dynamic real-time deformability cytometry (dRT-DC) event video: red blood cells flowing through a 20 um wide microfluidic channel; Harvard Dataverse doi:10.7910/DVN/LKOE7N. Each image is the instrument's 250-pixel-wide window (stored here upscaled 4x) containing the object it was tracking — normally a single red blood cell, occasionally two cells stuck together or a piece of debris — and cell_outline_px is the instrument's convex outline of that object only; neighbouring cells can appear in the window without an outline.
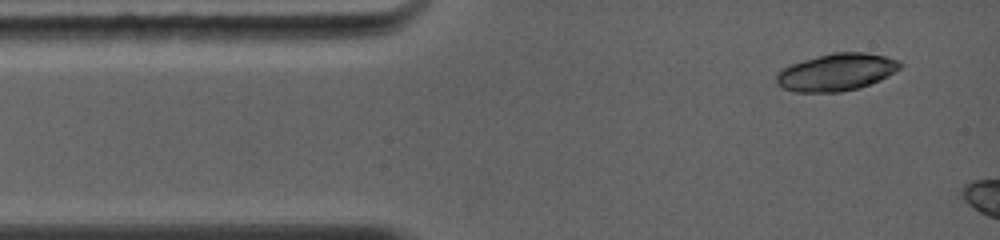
{"species": "common noctule bat (a hibernating species)", "species_latin": "Nyctalus noctula", "temperature_condition": "warm", "stored_images_in_passage": 5, "camera_frame_rate_fps": 5000, "um_per_image_px": 0.085, "animal": {"sex": "female", "body_mass_g": 19.0, "forearm_length_mm": 56.7}, "frame": {"image": 1, "passage_image": 1, "time_ms": 0.0, "image_size_px": [1000, 240], "cell_outline_px": [[904, 64], [900, 68], [888, 76], [880, 80], [856, 88], [840, 92], [792, 92], [776, 84], [776, 76], [780, 68], [804, 60], [832, 52], [864, 52], [884, 56], [900, 60]], "centroid_in_image_um": [71.09, 6.13], "position_along_channel_um": 13.9, "area_um2": 26.88}}